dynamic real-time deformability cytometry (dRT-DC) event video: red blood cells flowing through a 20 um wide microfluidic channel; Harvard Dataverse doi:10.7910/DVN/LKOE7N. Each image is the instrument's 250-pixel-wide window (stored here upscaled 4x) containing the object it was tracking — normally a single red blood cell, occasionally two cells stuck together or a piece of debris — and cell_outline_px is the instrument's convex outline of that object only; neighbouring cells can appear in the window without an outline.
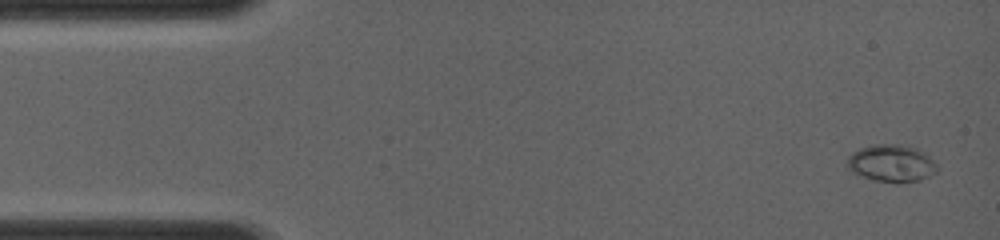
{"species": "common noctule bat (a hibernating species)", "species_latin": "Nyctalus noctula", "temperature_condition": "room temperature", "stored_images_in_passage": 14, "camera_frame_rate_fps": 4000, "um_per_image_px": 0.085, "animal": {"sex": "female", "body_mass_g": 19.0, "forearm_length_mm": 56.7}, "frame": {"image": 1, "passage_image": 1, "time_ms": 0.0, "image_size_px": [1000, 240], "cell_outline_px": [[940, 168], [936, 172], [920, 180], [896, 184], [876, 180], [852, 172], [848, 168], [848, 156], [852, 152], [860, 148], [876, 144], [900, 144], [916, 148], [924, 152]], "centroid_in_image_um": [75.8, 13.88], "position_along_channel_um": 9.2, "area_um2": 19.54}}
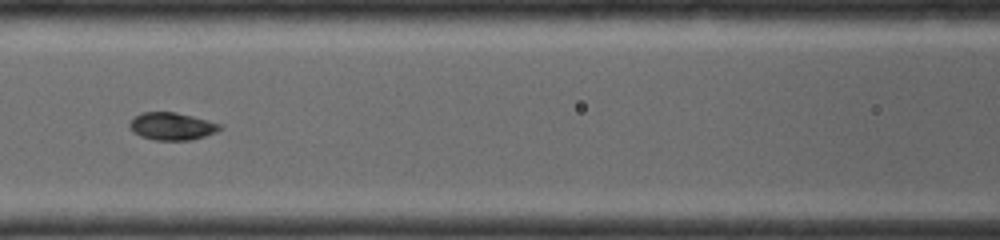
{"frame": {"image": 2, "passage_image": 11, "time_ms": 5.5, "image_size_px": [1000, 240], "cell_outline_px": [[224, 128], [216, 132], [192, 140], [156, 140], [140, 136], [132, 132], [128, 128], [128, 124], [136, 116], [144, 112], [176, 112], [224, 124]], "centroid_in_image_um": [14.64, 10.74], "position_along_channel_um": 152.0, "area_um2": 14.62}}
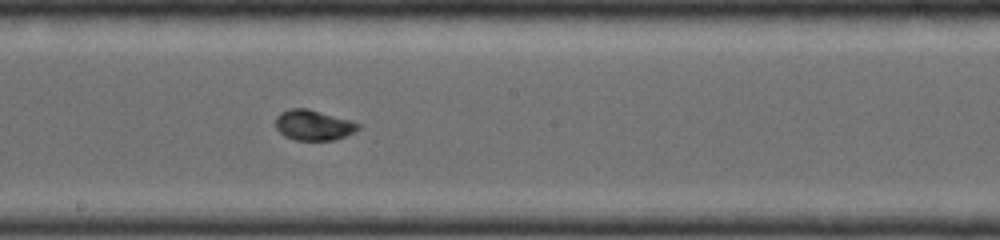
{"frame": {"image": 3, "passage_image": 14, "time_ms": 7.0, "image_size_px": [1000, 240], "cell_outline_px": [[360, 128], [336, 140], [296, 140], [284, 136], [276, 128], [276, 116], [280, 112], [292, 108], [308, 108], [348, 120], [360, 124]], "centroid_in_image_um": [26.6, 10.63], "position_along_channel_um": 221.6, "area_um2": 14.45}}